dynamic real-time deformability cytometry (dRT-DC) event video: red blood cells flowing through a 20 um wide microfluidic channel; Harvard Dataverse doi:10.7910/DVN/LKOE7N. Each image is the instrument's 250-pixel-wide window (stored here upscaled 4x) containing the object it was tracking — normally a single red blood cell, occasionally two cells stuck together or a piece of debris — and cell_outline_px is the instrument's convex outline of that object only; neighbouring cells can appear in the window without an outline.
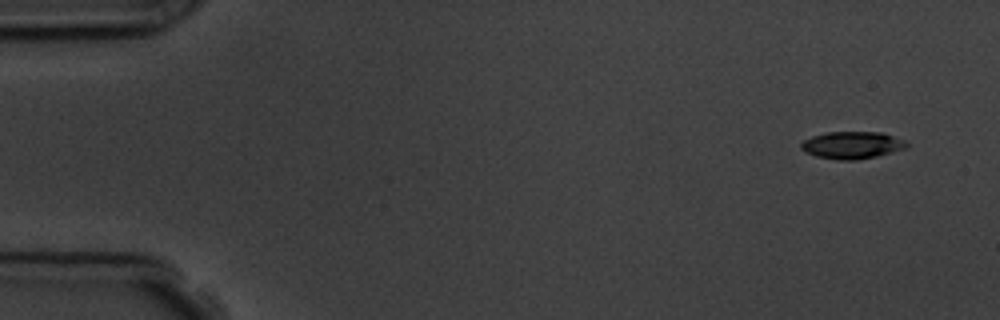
{"species": "common noctule bat (a hibernating species)", "species_latin": "Nyctalus noctula", "temperature_condition": "room temperature", "stored_images_in_passage": 5, "camera_frame_rate_fps": 3000, "um_per_image_px": 0.085, "animal": {"sex": "male", "body_mass_g": 19.5, "forearm_length_mm": 54.6}, "frame": {"image": 1, "passage_image": 1, "time_ms": 0.0, "image_size_px": [1000, 320], "cell_outline_px": [[908, 144], [904, 148], [876, 156], [856, 160], [836, 160], [816, 156], [804, 152], [800, 148], [800, 144], [804, 140], [812, 136], [828, 132], [880, 132], [904, 140]], "centroid_in_image_um": [72.36, 12.34], "position_along_channel_um": 12.6, "area_um2": 16.59}}
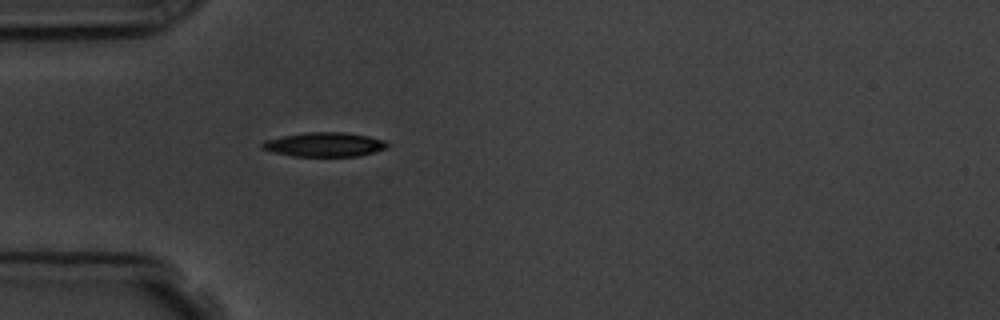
{"frame": {"image": 2, "passage_image": 5, "time_ms": 4.333, "image_size_px": [1000, 320], "cell_outline_px": [[392, 144], [388, 148], [360, 156], [292, 156], [272, 152], [260, 148], [260, 144], [264, 140], [304, 132], [344, 132], [368, 136], [388, 140]], "centroid_in_image_um": [27.63, 12.28], "position_along_channel_um": 57.4, "area_um2": 18.03}}